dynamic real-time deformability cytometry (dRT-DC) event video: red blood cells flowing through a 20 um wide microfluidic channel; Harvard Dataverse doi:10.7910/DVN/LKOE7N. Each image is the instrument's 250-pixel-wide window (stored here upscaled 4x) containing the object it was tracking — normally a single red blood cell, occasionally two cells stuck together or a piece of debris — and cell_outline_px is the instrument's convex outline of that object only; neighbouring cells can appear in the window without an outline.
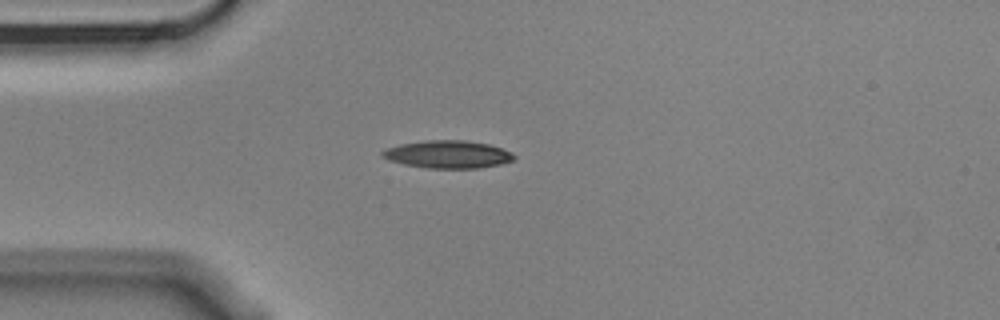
{"species": "Egyptian fruit bat (a non-hibernating species)", "species_latin": "Rousettus aegyptiacus", "temperature_condition": "cold", "stored_images_in_passage": 4, "camera_frame_rate_fps": 3000, "um_per_image_px": 0.085, "animal": {"sex": "male"}, "frame": {"image": 1, "passage_image": 4, "time_ms": 1.0, "image_size_px": [1000, 320], "cell_outline_px": [[516, 156], [512, 160], [500, 164], [480, 168], [428, 168], [404, 164], [388, 160], [380, 152], [388, 148], [400, 144], [428, 140], [464, 140], [488, 144], [512, 152]], "centroid_in_image_um": [38.08, 13.12], "position_along_channel_um": 46.9, "area_um2": 21.04}}